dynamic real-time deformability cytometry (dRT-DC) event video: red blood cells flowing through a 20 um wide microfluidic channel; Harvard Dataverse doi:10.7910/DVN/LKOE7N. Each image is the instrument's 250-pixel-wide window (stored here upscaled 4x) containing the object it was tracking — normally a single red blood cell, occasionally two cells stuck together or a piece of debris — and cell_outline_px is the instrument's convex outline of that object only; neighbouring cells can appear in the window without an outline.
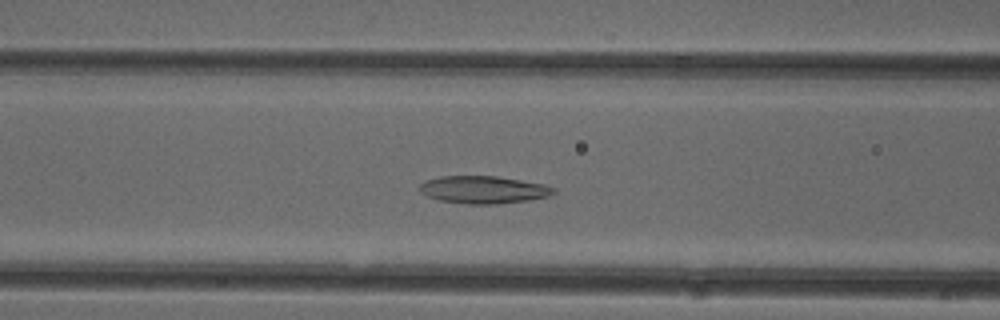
{"species": "common noctule bat (a hibernating species)", "species_latin": "Nyctalus noctula", "temperature_condition": "cold", "stored_images_in_passage": 48, "camera_frame_rate_fps": 3000, "um_per_image_px": 0.085, "animal": {"sex": "female"}, "frame": {"image": 1, "passage_image": 17, "time_ms": 5.333, "image_size_px": [1000, 320], "cell_outline_px": [[556, 192], [548, 196], [528, 200], [500, 204], [464, 204], [440, 200], [428, 196], [420, 192], [420, 184], [428, 180], [440, 176], [496, 176], [544, 184], [556, 188]], "centroid_in_image_um": [41.12, 16.13], "position_along_channel_um": 125.5, "area_um2": 21.44}}
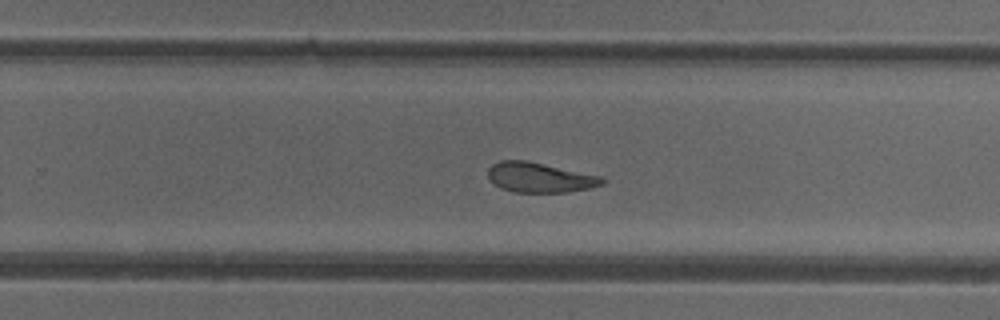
{"frame": {"image": 2, "passage_image": 29, "time_ms": 9.333, "image_size_px": [1000, 320], "cell_outline_px": [[604, 184], [588, 188], [568, 192], [512, 192], [500, 188], [488, 176], [488, 168], [492, 164], [500, 160], [528, 160], [600, 176], [604, 180]], "centroid_in_image_um": [45.85, 15.08], "position_along_channel_um": 283.9, "area_um2": 19.83}}
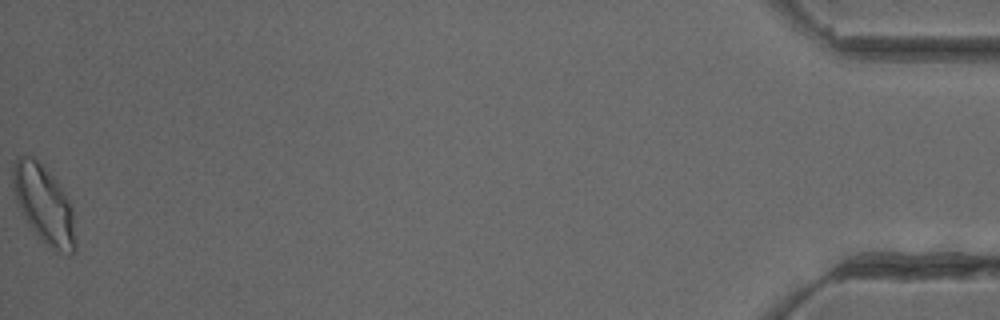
{"frame": {"image": 3, "passage_image": 48, "time_ms": 15.667, "image_size_px": [1000, 320], "cell_outline_px": [[76, 248], [72, 256], [68, 256], [52, 248], [40, 240], [36, 236], [20, 212], [16, 200], [12, 184], [12, 168], [16, 156], [32, 156], [44, 164], [60, 184], [72, 208], [76, 244]], "centroid_in_image_um": [3.73, 17.37], "position_along_channel_um": 431.5, "area_um2": 29.02}, "authors_computed_cell_mechanics": {"area_um2": 21.9062, "velocity_mm_per_s": 3.9683, "shape_relaxation_time_tau1_ms": 10.1581, "shape_relaxation_time_tau2_ms": 3.2012, "deformation_change_tau1": 0.245, "deformation_change_tau2": 0.1061}}